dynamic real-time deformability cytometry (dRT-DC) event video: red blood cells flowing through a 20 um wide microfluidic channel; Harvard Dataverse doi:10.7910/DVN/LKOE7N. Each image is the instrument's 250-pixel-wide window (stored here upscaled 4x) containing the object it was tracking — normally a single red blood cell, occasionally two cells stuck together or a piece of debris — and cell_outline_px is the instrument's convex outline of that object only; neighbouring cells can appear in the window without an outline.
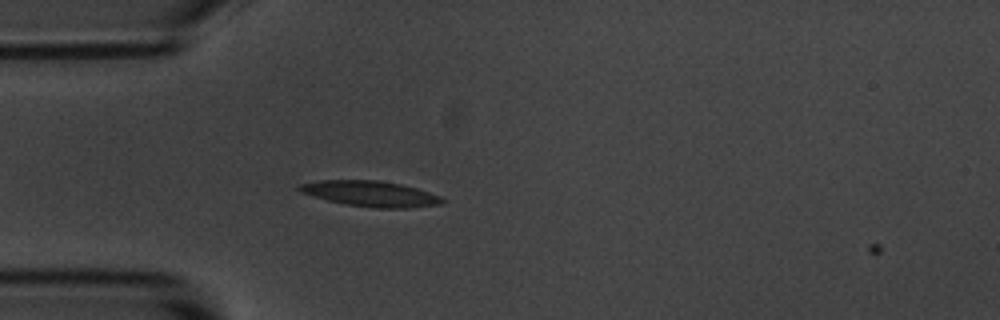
{"species": "common noctule bat (a hibernating species)", "species_latin": "Nyctalus noctula", "temperature_condition": "room temperature", "stored_images_in_passage": 5, "camera_frame_rate_fps": 3000, "um_per_image_px": 0.085, "animal": {"sex": "male", "body_mass_g": 20.1, "forearm_length_mm": 53.5}, "frame": {"image": 1, "passage_image": 4, "time_ms": 1.0, "image_size_px": [1000, 320], "cell_outline_px": [[444, 204], [408, 208], [376, 208], [344, 204], [328, 200], [300, 192], [296, 188], [300, 184], [320, 180], [376, 180], [400, 184], [416, 188], [440, 196], [444, 200]], "centroid_in_image_um": [31.5, 16.47], "position_along_channel_um": 53.5, "area_um2": 21.21}}